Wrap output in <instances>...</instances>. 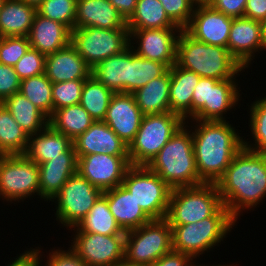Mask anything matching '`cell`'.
Here are the masks:
<instances>
[{"label": "cell", "instance_id": "11a10c76", "mask_svg": "<svg viewBox=\"0 0 266 266\" xmlns=\"http://www.w3.org/2000/svg\"><path fill=\"white\" fill-rule=\"evenodd\" d=\"M24 1L25 3L38 7L44 0H21Z\"/></svg>", "mask_w": 266, "mask_h": 266}, {"label": "cell", "instance_id": "9a60e30c", "mask_svg": "<svg viewBox=\"0 0 266 266\" xmlns=\"http://www.w3.org/2000/svg\"><path fill=\"white\" fill-rule=\"evenodd\" d=\"M128 30L130 46L136 55L164 63L168 68L176 64V44L179 33L182 30L180 27ZM131 39L139 43L137 49L136 46L134 49L132 44L135 43L131 42L133 41Z\"/></svg>", "mask_w": 266, "mask_h": 266}, {"label": "cell", "instance_id": "60d3db41", "mask_svg": "<svg viewBox=\"0 0 266 266\" xmlns=\"http://www.w3.org/2000/svg\"><path fill=\"white\" fill-rule=\"evenodd\" d=\"M86 79H76L53 83V112L57 109L80 104L82 89Z\"/></svg>", "mask_w": 266, "mask_h": 266}, {"label": "cell", "instance_id": "d590c367", "mask_svg": "<svg viewBox=\"0 0 266 266\" xmlns=\"http://www.w3.org/2000/svg\"><path fill=\"white\" fill-rule=\"evenodd\" d=\"M113 95V91L91 75L84 82L80 105L95 121H103Z\"/></svg>", "mask_w": 266, "mask_h": 266}, {"label": "cell", "instance_id": "9f6ffc18", "mask_svg": "<svg viewBox=\"0 0 266 266\" xmlns=\"http://www.w3.org/2000/svg\"><path fill=\"white\" fill-rule=\"evenodd\" d=\"M192 261H193V259L189 262L188 266H201V265H195L194 262H192ZM203 266H205V265H203ZM215 266H217V265H215ZM218 266H226V265H218ZM227 266H232V265H227Z\"/></svg>", "mask_w": 266, "mask_h": 266}, {"label": "cell", "instance_id": "7bdbcfd3", "mask_svg": "<svg viewBox=\"0 0 266 266\" xmlns=\"http://www.w3.org/2000/svg\"><path fill=\"white\" fill-rule=\"evenodd\" d=\"M46 55L30 47L13 66L21 80L45 73Z\"/></svg>", "mask_w": 266, "mask_h": 266}, {"label": "cell", "instance_id": "5bb4252c", "mask_svg": "<svg viewBox=\"0 0 266 266\" xmlns=\"http://www.w3.org/2000/svg\"><path fill=\"white\" fill-rule=\"evenodd\" d=\"M130 166L129 155L98 153L78 157L77 172L104 192L120 186Z\"/></svg>", "mask_w": 266, "mask_h": 266}, {"label": "cell", "instance_id": "4fadbf2b", "mask_svg": "<svg viewBox=\"0 0 266 266\" xmlns=\"http://www.w3.org/2000/svg\"><path fill=\"white\" fill-rule=\"evenodd\" d=\"M71 248L87 266H115L124 262L126 235L81 232L76 226Z\"/></svg>", "mask_w": 266, "mask_h": 266}, {"label": "cell", "instance_id": "e0dca14e", "mask_svg": "<svg viewBox=\"0 0 266 266\" xmlns=\"http://www.w3.org/2000/svg\"><path fill=\"white\" fill-rule=\"evenodd\" d=\"M143 117L133 94L114 93L103 121L129 146L139 130Z\"/></svg>", "mask_w": 266, "mask_h": 266}, {"label": "cell", "instance_id": "484cf974", "mask_svg": "<svg viewBox=\"0 0 266 266\" xmlns=\"http://www.w3.org/2000/svg\"><path fill=\"white\" fill-rule=\"evenodd\" d=\"M169 107L170 112L180 115L185 121L192 117V97L194 87L201 78L193 71L176 64L170 68Z\"/></svg>", "mask_w": 266, "mask_h": 266}, {"label": "cell", "instance_id": "1f68e13d", "mask_svg": "<svg viewBox=\"0 0 266 266\" xmlns=\"http://www.w3.org/2000/svg\"><path fill=\"white\" fill-rule=\"evenodd\" d=\"M94 121L89 113L77 104L55 110L49 118V125L73 141L83 134Z\"/></svg>", "mask_w": 266, "mask_h": 266}, {"label": "cell", "instance_id": "680465c9", "mask_svg": "<svg viewBox=\"0 0 266 266\" xmlns=\"http://www.w3.org/2000/svg\"><path fill=\"white\" fill-rule=\"evenodd\" d=\"M115 266H135V265H129V264L125 263V262H122V263H119V264H117Z\"/></svg>", "mask_w": 266, "mask_h": 266}, {"label": "cell", "instance_id": "603a6c76", "mask_svg": "<svg viewBox=\"0 0 266 266\" xmlns=\"http://www.w3.org/2000/svg\"><path fill=\"white\" fill-rule=\"evenodd\" d=\"M120 29L127 21L109 0H77L74 28Z\"/></svg>", "mask_w": 266, "mask_h": 266}, {"label": "cell", "instance_id": "f5cc1de1", "mask_svg": "<svg viewBox=\"0 0 266 266\" xmlns=\"http://www.w3.org/2000/svg\"><path fill=\"white\" fill-rule=\"evenodd\" d=\"M127 21L134 13L137 0H109Z\"/></svg>", "mask_w": 266, "mask_h": 266}, {"label": "cell", "instance_id": "836d02e7", "mask_svg": "<svg viewBox=\"0 0 266 266\" xmlns=\"http://www.w3.org/2000/svg\"><path fill=\"white\" fill-rule=\"evenodd\" d=\"M128 29H153L177 26L166 14L159 0H137L136 8L127 20Z\"/></svg>", "mask_w": 266, "mask_h": 266}, {"label": "cell", "instance_id": "d6986e66", "mask_svg": "<svg viewBox=\"0 0 266 266\" xmlns=\"http://www.w3.org/2000/svg\"><path fill=\"white\" fill-rule=\"evenodd\" d=\"M73 146L77 158L98 153L129 155L128 145L104 121H94L83 134L73 140Z\"/></svg>", "mask_w": 266, "mask_h": 266}, {"label": "cell", "instance_id": "816d5d0a", "mask_svg": "<svg viewBox=\"0 0 266 266\" xmlns=\"http://www.w3.org/2000/svg\"><path fill=\"white\" fill-rule=\"evenodd\" d=\"M40 249H29L20 254L15 260L10 262L7 266H41L40 263Z\"/></svg>", "mask_w": 266, "mask_h": 266}, {"label": "cell", "instance_id": "74e56055", "mask_svg": "<svg viewBox=\"0 0 266 266\" xmlns=\"http://www.w3.org/2000/svg\"><path fill=\"white\" fill-rule=\"evenodd\" d=\"M52 86L43 73L21 80L19 92L50 118L53 114Z\"/></svg>", "mask_w": 266, "mask_h": 266}, {"label": "cell", "instance_id": "ba28073f", "mask_svg": "<svg viewBox=\"0 0 266 266\" xmlns=\"http://www.w3.org/2000/svg\"><path fill=\"white\" fill-rule=\"evenodd\" d=\"M172 229L164 219H152L125 236L124 262L135 266H149L171 252Z\"/></svg>", "mask_w": 266, "mask_h": 266}, {"label": "cell", "instance_id": "f907efd6", "mask_svg": "<svg viewBox=\"0 0 266 266\" xmlns=\"http://www.w3.org/2000/svg\"><path fill=\"white\" fill-rule=\"evenodd\" d=\"M244 17L262 22L266 19V0H247Z\"/></svg>", "mask_w": 266, "mask_h": 266}, {"label": "cell", "instance_id": "ee69618b", "mask_svg": "<svg viewBox=\"0 0 266 266\" xmlns=\"http://www.w3.org/2000/svg\"><path fill=\"white\" fill-rule=\"evenodd\" d=\"M168 17L181 29L190 22L196 3L193 0H159Z\"/></svg>", "mask_w": 266, "mask_h": 266}, {"label": "cell", "instance_id": "91938a15", "mask_svg": "<svg viewBox=\"0 0 266 266\" xmlns=\"http://www.w3.org/2000/svg\"><path fill=\"white\" fill-rule=\"evenodd\" d=\"M3 2H4V0H0V8H1Z\"/></svg>", "mask_w": 266, "mask_h": 266}, {"label": "cell", "instance_id": "b9f144b4", "mask_svg": "<svg viewBox=\"0 0 266 266\" xmlns=\"http://www.w3.org/2000/svg\"><path fill=\"white\" fill-rule=\"evenodd\" d=\"M30 47L28 36L0 37V64L14 66Z\"/></svg>", "mask_w": 266, "mask_h": 266}, {"label": "cell", "instance_id": "4dcf8cb0", "mask_svg": "<svg viewBox=\"0 0 266 266\" xmlns=\"http://www.w3.org/2000/svg\"><path fill=\"white\" fill-rule=\"evenodd\" d=\"M2 103L28 136L49 125V118L20 92L7 97Z\"/></svg>", "mask_w": 266, "mask_h": 266}, {"label": "cell", "instance_id": "bcb514c9", "mask_svg": "<svg viewBox=\"0 0 266 266\" xmlns=\"http://www.w3.org/2000/svg\"><path fill=\"white\" fill-rule=\"evenodd\" d=\"M48 257L45 266H87L71 247L68 251L56 249Z\"/></svg>", "mask_w": 266, "mask_h": 266}, {"label": "cell", "instance_id": "f1b7e54d", "mask_svg": "<svg viewBox=\"0 0 266 266\" xmlns=\"http://www.w3.org/2000/svg\"><path fill=\"white\" fill-rule=\"evenodd\" d=\"M92 75L114 93H129V47L98 63Z\"/></svg>", "mask_w": 266, "mask_h": 266}, {"label": "cell", "instance_id": "52a82bcc", "mask_svg": "<svg viewBox=\"0 0 266 266\" xmlns=\"http://www.w3.org/2000/svg\"><path fill=\"white\" fill-rule=\"evenodd\" d=\"M186 121L178 114L165 112L146 115L128 146L130 165L147 166Z\"/></svg>", "mask_w": 266, "mask_h": 266}, {"label": "cell", "instance_id": "7c38bea8", "mask_svg": "<svg viewBox=\"0 0 266 266\" xmlns=\"http://www.w3.org/2000/svg\"><path fill=\"white\" fill-rule=\"evenodd\" d=\"M103 192L82 177L78 172L72 175L53 198L56 207V219L63 226L72 228L78 225L89 213Z\"/></svg>", "mask_w": 266, "mask_h": 266}, {"label": "cell", "instance_id": "ab89813d", "mask_svg": "<svg viewBox=\"0 0 266 266\" xmlns=\"http://www.w3.org/2000/svg\"><path fill=\"white\" fill-rule=\"evenodd\" d=\"M77 0H44L38 7L37 13L51 20L74 29Z\"/></svg>", "mask_w": 266, "mask_h": 266}, {"label": "cell", "instance_id": "8992f818", "mask_svg": "<svg viewBox=\"0 0 266 266\" xmlns=\"http://www.w3.org/2000/svg\"><path fill=\"white\" fill-rule=\"evenodd\" d=\"M223 202L216 184L202 183L172 189L165 219L170 225H184L213 216Z\"/></svg>", "mask_w": 266, "mask_h": 266}, {"label": "cell", "instance_id": "f546056e", "mask_svg": "<svg viewBox=\"0 0 266 266\" xmlns=\"http://www.w3.org/2000/svg\"><path fill=\"white\" fill-rule=\"evenodd\" d=\"M170 83V70H168L161 77L149 81L146 85L132 93L136 104L144 116L170 112Z\"/></svg>", "mask_w": 266, "mask_h": 266}, {"label": "cell", "instance_id": "c3c4849f", "mask_svg": "<svg viewBox=\"0 0 266 266\" xmlns=\"http://www.w3.org/2000/svg\"><path fill=\"white\" fill-rule=\"evenodd\" d=\"M209 78L201 77L194 87L192 97V116L204 105L208 103Z\"/></svg>", "mask_w": 266, "mask_h": 266}, {"label": "cell", "instance_id": "8d00e7d4", "mask_svg": "<svg viewBox=\"0 0 266 266\" xmlns=\"http://www.w3.org/2000/svg\"><path fill=\"white\" fill-rule=\"evenodd\" d=\"M169 68L161 62L142 58L129 46V93L146 85L149 81L161 77Z\"/></svg>", "mask_w": 266, "mask_h": 266}, {"label": "cell", "instance_id": "681fc988", "mask_svg": "<svg viewBox=\"0 0 266 266\" xmlns=\"http://www.w3.org/2000/svg\"><path fill=\"white\" fill-rule=\"evenodd\" d=\"M191 260L188 254L172 250L149 266H188Z\"/></svg>", "mask_w": 266, "mask_h": 266}, {"label": "cell", "instance_id": "44dd1931", "mask_svg": "<svg viewBox=\"0 0 266 266\" xmlns=\"http://www.w3.org/2000/svg\"><path fill=\"white\" fill-rule=\"evenodd\" d=\"M235 79L218 80L209 78L208 103L204 105L189 120L223 121L224 114L230 111L238 101L240 93ZM224 116V117H223Z\"/></svg>", "mask_w": 266, "mask_h": 266}, {"label": "cell", "instance_id": "6da1fadb", "mask_svg": "<svg viewBox=\"0 0 266 266\" xmlns=\"http://www.w3.org/2000/svg\"><path fill=\"white\" fill-rule=\"evenodd\" d=\"M216 186L223 205L237 221L242 210L256 207L266 197V154L242 147Z\"/></svg>", "mask_w": 266, "mask_h": 266}, {"label": "cell", "instance_id": "e575fe53", "mask_svg": "<svg viewBox=\"0 0 266 266\" xmlns=\"http://www.w3.org/2000/svg\"><path fill=\"white\" fill-rule=\"evenodd\" d=\"M29 136L0 103V155H24Z\"/></svg>", "mask_w": 266, "mask_h": 266}, {"label": "cell", "instance_id": "3957f363", "mask_svg": "<svg viewBox=\"0 0 266 266\" xmlns=\"http://www.w3.org/2000/svg\"><path fill=\"white\" fill-rule=\"evenodd\" d=\"M176 65L200 77L218 80L236 79L244 70L227 48L198 41L184 29L177 39Z\"/></svg>", "mask_w": 266, "mask_h": 266}, {"label": "cell", "instance_id": "7402d4cb", "mask_svg": "<svg viewBox=\"0 0 266 266\" xmlns=\"http://www.w3.org/2000/svg\"><path fill=\"white\" fill-rule=\"evenodd\" d=\"M45 75L52 83L87 79L92 75V68L70 43L66 47L46 55Z\"/></svg>", "mask_w": 266, "mask_h": 266}, {"label": "cell", "instance_id": "f35d334b", "mask_svg": "<svg viewBox=\"0 0 266 266\" xmlns=\"http://www.w3.org/2000/svg\"><path fill=\"white\" fill-rule=\"evenodd\" d=\"M250 129L255 140L251 145L243 140V147L266 154V97L256 100L250 106Z\"/></svg>", "mask_w": 266, "mask_h": 266}, {"label": "cell", "instance_id": "4316f807", "mask_svg": "<svg viewBox=\"0 0 266 266\" xmlns=\"http://www.w3.org/2000/svg\"><path fill=\"white\" fill-rule=\"evenodd\" d=\"M73 145L66 135L55 131L50 125L29 136L24 155L36 164L44 163L55 157H61Z\"/></svg>", "mask_w": 266, "mask_h": 266}, {"label": "cell", "instance_id": "30bf717a", "mask_svg": "<svg viewBox=\"0 0 266 266\" xmlns=\"http://www.w3.org/2000/svg\"><path fill=\"white\" fill-rule=\"evenodd\" d=\"M71 44L86 63L94 68L104 59L122 53L130 46L129 30L128 27L74 28L71 31Z\"/></svg>", "mask_w": 266, "mask_h": 266}, {"label": "cell", "instance_id": "ffe728a7", "mask_svg": "<svg viewBox=\"0 0 266 266\" xmlns=\"http://www.w3.org/2000/svg\"><path fill=\"white\" fill-rule=\"evenodd\" d=\"M78 158L72 145L61 157L38 165L40 198L52 201L67 180L77 173Z\"/></svg>", "mask_w": 266, "mask_h": 266}, {"label": "cell", "instance_id": "8fae6325", "mask_svg": "<svg viewBox=\"0 0 266 266\" xmlns=\"http://www.w3.org/2000/svg\"><path fill=\"white\" fill-rule=\"evenodd\" d=\"M40 196L38 164L25 155H0V197L20 201Z\"/></svg>", "mask_w": 266, "mask_h": 266}, {"label": "cell", "instance_id": "cb8c5ba5", "mask_svg": "<svg viewBox=\"0 0 266 266\" xmlns=\"http://www.w3.org/2000/svg\"><path fill=\"white\" fill-rule=\"evenodd\" d=\"M103 195L107 198L110 212L124 232L139 228L152 220L122 184L104 191Z\"/></svg>", "mask_w": 266, "mask_h": 266}, {"label": "cell", "instance_id": "7dc6e473", "mask_svg": "<svg viewBox=\"0 0 266 266\" xmlns=\"http://www.w3.org/2000/svg\"><path fill=\"white\" fill-rule=\"evenodd\" d=\"M247 0H209L208 4L216 11L237 18L244 17Z\"/></svg>", "mask_w": 266, "mask_h": 266}, {"label": "cell", "instance_id": "d6a6232c", "mask_svg": "<svg viewBox=\"0 0 266 266\" xmlns=\"http://www.w3.org/2000/svg\"><path fill=\"white\" fill-rule=\"evenodd\" d=\"M81 232L101 235H126L110 212L107 198L102 194L89 213L76 226Z\"/></svg>", "mask_w": 266, "mask_h": 266}, {"label": "cell", "instance_id": "277c9868", "mask_svg": "<svg viewBox=\"0 0 266 266\" xmlns=\"http://www.w3.org/2000/svg\"><path fill=\"white\" fill-rule=\"evenodd\" d=\"M187 127L184 124L177 130L147 165L172 189L202 184L196 169L192 134Z\"/></svg>", "mask_w": 266, "mask_h": 266}, {"label": "cell", "instance_id": "db71d44e", "mask_svg": "<svg viewBox=\"0 0 266 266\" xmlns=\"http://www.w3.org/2000/svg\"><path fill=\"white\" fill-rule=\"evenodd\" d=\"M262 24V41L263 47L266 49V19L261 22Z\"/></svg>", "mask_w": 266, "mask_h": 266}, {"label": "cell", "instance_id": "9c48e42d", "mask_svg": "<svg viewBox=\"0 0 266 266\" xmlns=\"http://www.w3.org/2000/svg\"><path fill=\"white\" fill-rule=\"evenodd\" d=\"M122 185L151 219H164L172 188L147 166H130Z\"/></svg>", "mask_w": 266, "mask_h": 266}, {"label": "cell", "instance_id": "d4e9b609", "mask_svg": "<svg viewBox=\"0 0 266 266\" xmlns=\"http://www.w3.org/2000/svg\"><path fill=\"white\" fill-rule=\"evenodd\" d=\"M28 38L33 49L48 55L71 43V30L66 25L37 13Z\"/></svg>", "mask_w": 266, "mask_h": 266}, {"label": "cell", "instance_id": "5b68a950", "mask_svg": "<svg viewBox=\"0 0 266 266\" xmlns=\"http://www.w3.org/2000/svg\"><path fill=\"white\" fill-rule=\"evenodd\" d=\"M237 221L223 205L213 216L184 225H170L173 251L188 254L192 259L223 241Z\"/></svg>", "mask_w": 266, "mask_h": 266}, {"label": "cell", "instance_id": "6f0895ef", "mask_svg": "<svg viewBox=\"0 0 266 266\" xmlns=\"http://www.w3.org/2000/svg\"><path fill=\"white\" fill-rule=\"evenodd\" d=\"M196 4H204V3H208L209 0H193Z\"/></svg>", "mask_w": 266, "mask_h": 266}, {"label": "cell", "instance_id": "2e32d148", "mask_svg": "<svg viewBox=\"0 0 266 266\" xmlns=\"http://www.w3.org/2000/svg\"><path fill=\"white\" fill-rule=\"evenodd\" d=\"M232 21L233 17L216 11L208 3L196 4L184 30L198 41L227 48Z\"/></svg>", "mask_w": 266, "mask_h": 266}, {"label": "cell", "instance_id": "83f0119b", "mask_svg": "<svg viewBox=\"0 0 266 266\" xmlns=\"http://www.w3.org/2000/svg\"><path fill=\"white\" fill-rule=\"evenodd\" d=\"M37 7L21 0H4L0 8V37L28 36Z\"/></svg>", "mask_w": 266, "mask_h": 266}, {"label": "cell", "instance_id": "f6af8a7d", "mask_svg": "<svg viewBox=\"0 0 266 266\" xmlns=\"http://www.w3.org/2000/svg\"><path fill=\"white\" fill-rule=\"evenodd\" d=\"M21 79L13 66L0 64V103L20 90Z\"/></svg>", "mask_w": 266, "mask_h": 266}, {"label": "cell", "instance_id": "ac0fdd59", "mask_svg": "<svg viewBox=\"0 0 266 266\" xmlns=\"http://www.w3.org/2000/svg\"><path fill=\"white\" fill-rule=\"evenodd\" d=\"M227 49L244 69L249 67L254 53L264 50L261 22L246 17L233 18Z\"/></svg>", "mask_w": 266, "mask_h": 266}, {"label": "cell", "instance_id": "7a4b0ae2", "mask_svg": "<svg viewBox=\"0 0 266 266\" xmlns=\"http://www.w3.org/2000/svg\"><path fill=\"white\" fill-rule=\"evenodd\" d=\"M195 121L197 127L191 134L196 169L202 183L216 184L243 147L244 139L229 121Z\"/></svg>", "mask_w": 266, "mask_h": 266}]
</instances>
